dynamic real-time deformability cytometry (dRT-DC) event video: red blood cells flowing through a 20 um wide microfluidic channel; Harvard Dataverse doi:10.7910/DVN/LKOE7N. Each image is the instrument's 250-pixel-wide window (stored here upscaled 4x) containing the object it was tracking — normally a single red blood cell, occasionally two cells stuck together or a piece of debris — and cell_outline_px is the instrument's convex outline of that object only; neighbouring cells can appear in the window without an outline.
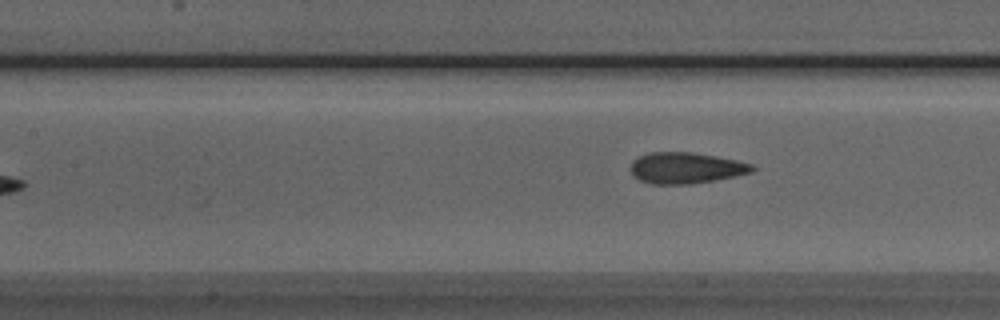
{"species": "Egyptian fruit bat (a non-hibernating species)", "species_latin": "Rousettus aegyptiacus", "temperature_condition": "room temperature", "stored_images_in_passage": 6, "camera_frame_rate_fps": 3000, "um_per_image_px": 0.085, "animal": {"sex": "male"}, "frame": {"image": 1, "passage_image": 6, "time_ms": 6.0, "image_size_px": [1000, 320], "cell_outline_px": [[756, 168], [752, 172], [692, 184], [652, 184], [640, 180], [632, 176], [632, 160], [648, 152], [692, 152], [716, 156], [736, 160], [752, 164]], "centroid_in_image_um": [58.27, 14.27], "position_along_channel_um": 149.1, "area_um2": 21.91}}